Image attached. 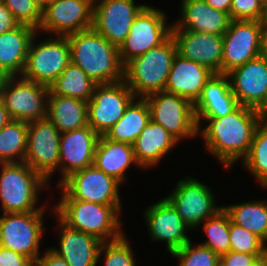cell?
<instances>
[{"instance_id":"obj_20","label":"cell","mask_w":267,"mask_h":266,"mask_svg":"<svg viewBox=\"0 0 267 266\" xmlns=\"http://www.w3.org/2000/svg\"><path fill=\"white\" fill-rule=\"evenodd\" d=\"M177 54L222 74L223 36L190 30H171Z\"/></svg>"},{"instance_id":"obj_31","label":"cell","mask_w":267,"mask_h":266,"mask_svg":"<svg viewBox=\"0 0 267 266\" xmlns=\"http://www.w3.org/2000/svg\"><path fill=\"white\" fill-rule=\"evenodd\" d=\"M231 222L267 243V199L223 206Z\"/></svg>"},{"instance_id":"obj_3","label":"cell","mask_w":267,"mask_h":266,"mask_svg":"<svg viewBox=\"0 0 267 266\" xmlns=\"http://www.w3.org/2000/svg\"><path fill=\"white\" fill-rule=\"evenodd\" d=\"M52 212L68 227L89 233L102 242L120 238L124 233L119 214L121 205H104L76 199H60Z\"/></svg>"},{"instance_id":"obj_2","label":"cell","mask_w":267,"mask_h":266,"mask_svg":"<svg viewBox=\"0 0 267 266\" xmlns=\"http://www.w3.org/2000/svg\"><path fill=\"white\" fill-rule=\"evenodd\" d=\"M71 63L80 67L96 84L124 79L119 49L93 28L67 36Z\"/></svg>"},{"instance_id":"obj_10","label":"cell","mask_w":267,"mask_h":266,"mask_svg":"<svg viewBox=\"0 0 267 266\" xmlns=\"http://www.w3.org/2000/svg\"><path fill=\"white\" fill-rule=\"evenodd\" d=\"M120 185L114 177L105 174L93 164L70 174L57 186L62 191L60 199L122 205L119 196Z\"/></svg>"},{"instance_id":"obj_12","label":"cell","mask_w":267,"mask_h":266,"mask_svg":"<svg viewBox=\"0 0 267 266\" xmlns=\"http://www.w3.org/2000/svg\"><path fill=\"white\" fill-rule=\"evenodd\" d=\"M177 183L165 198L191 229H197L206 219L223 209V206H216L213 192L200 180L187 176Z\"/></svg>"},{"instance_id":"obj_36","label":"cell","mask_w":267,"mask_h":266,"mask_svg":"<svg viewBox=\"0 0 267 266\" xmlns=\"http://www.w3.org/2000/svg\"><path fill=\"white\" fill-rule=\"evenodd\" d=\"M102 255L104 266H136L133 250L125 234L118 239L103 242L98 253V262Z\"/></svg>"},{"instance_id":"obj_42","label":"cell","mask_w":267,"mask_h":266,"mask_svg":"<svg viewBox=\"0 0 267 266\" xmlns=\"http://www.w3.org/2000/svg\"><path fill=\"white\" fill-rule=\"evenodd\" d=\"M18 25L19 23L15 20L12 12L0 0V34L11 31Z\"/></svg>"},{"instance_id":"obj_49","label":"cell","mask_w":267,"mask_h":266,"mask_svg":"<svg viewBox=\"0 0 267 266\" xmlns=\"http://www.w3.org/2000/svg\"><path fill=\"white\" fill-rule=\"evenodd\" d=\"M263 54L267 55V22H263Z\"/></svg>"},{"instance_id":"obj_17","label":"cell","mask_w":267,"mask_h":266,"mask_svg":"<svg viewBox=\"0 0 267 266\" xmlns=\"http://www.w3.org/2000/svg\"><path fill=\"white\" fill-rule=\"evenodd\" d=\"M134 0H97L92 28L118 48L128 36L136 16L146 6Z\"/></svg>"},{"instance_id":"obj_15","label":"cell","mask_w":267,"mask_h":266,"mask_svg":"<svg viewBox=\"0 0 267 266\" xmlns=\"http://www.w3.org/2000/svg\"><path fill=\"white\" fill-rule=\"evenodd\" d=\"M61 133L48 119L28 122L27 151L24 162L50 183L59 168Z\"/></svg>"},{"instance_id":"obj_51","label":"cell","mask_w":267,"mask_h":266,"mask_svg":"<svg viewBox=\"0 0 267 266\" xmlns=\"http://www.w3.org/2000/svg\"><path fill=\"white\" fill-rule=\"evenodd\" d=\"M34 1L43 11L53 0H34Z\"/></svg>"},{"instance_id":"obj_52","label":"cell","mask_w":267,"mask_h":266,"mask_svg":"<svg viewBox=\"0 0 267 266\" xmlns=\"http://www.w3.org/2000/svg\"><path fill=\"white\" fill-rule=\"evenodd\" d=\"M262 22H267V0H265V13Z\"/></svg>"},{"instance_id":"obj_44","label":"cell","mask_w":267,"mask_h":266,"mask_svg":"<svg viewBox=\"0 0 267 266\" xmlns=\"http://www.w3.org/2000/svg\"><path fill=\"white\" fill-rule=\"evenodd\" d=\"M38 266H69L63 257L54 252L51 247L38 258Z\"/></svg>"},{"instance_id":"obj_8","label":"cell","mask_w":267,"mask_h":266,"mask_svg":"<svg viewBox=\"0 0 267 266\" xmlns=\"http://www.w3.org/2000/svg\"><path fill=\"white\" fill-rule=\"evenodd\" d=\"M45 211L3 213L0 217V246L26 258H39Z\"/></svg>"},{"instance_id":"obj_24","label":"cell","mask_w":267,"mask_h":266,"mask_svg":"<svg viewBox=\"0 0 267 266\" xmlns=\"http://www.w3.org/2000/svg\"><path fill=\"white\" fill-rule=\"evenodd\" d=\"M181 16L171 30H190L221 35L227 31L230 15L210 7L204 0H182Z\"/></svg>"},{"instance_id":"obj_11","label":"cell","mask_w":267,"mask_h":266,"mask_svg":"<svg viewBox=\"0 0 267 266\" xmlns=\"http://www.w3.org/2000/svg\"><path fill=\"white\" fill-rule=\"evenodd\" d=\"M161 9L146 5L133 21L128 36L119 49L123 65L163 43L170 35L172 25Z\"/></svg>"},{"instance_id":"obj_40","label":"cell","mask_w":267,"mask_h":266,"mask_svg":"<svg viewBox=\"0 0 267 266\" xmlns=\"http://www.w3.org/2000/svg\"><path fill=\"white\" fill-rule=\"evenodd\" d=\"M265 13V0H232L231 20H259Z\"/></svg>"},{"instance_id":"obj_21","label":"cell","mask_w":267,"mask_h":266,"mask_svg":"<svg viewBox=\"0 0 267 266\" xmlns=\"http://www.w3.org/2000/svg\"><path fill=\"white\" fill-rule=\"evenodd\" d=\"M99 135L89 125L61 133L59 143V185L70 174L94 163Z\"/></svg>"},{"instance_id":"obj_46","label":"cell","mask_w":267,"mask_h":266,"mask_svg":"<svg viewBox=\"0 0 267 266\" xmlns=\"http://www.w3.org/2000/svg\"><path fill=\"white\" fill-rule=\"evenodd\" d=\"M11 120L12 118L9 116L8 110L0 99V129L7 125Z\"/></svg>"},{"instance_id":"obj_33","label":"cell","mask_w":267,"mask_h":266,"mask_svg":"<svg viewBox=\"0 0 267 266\" xmlns=\"http://www.w3.org/2000/svg\"><path fill=\"white\" fill-rule=\"evenodd\" d=\"M28 122L11 120L0 129V163L24 162Z\"/></svg>"},{"instance_id":"obj_18","label":"cell","mask_w":267,"mask_h":266,"mask_svg":"<svg viewBox=\"0 0 267 266\" xmlns=\"http://www.w3.org/2000/svg\"><path fill=\"white\" fill-rule=\"evenodd\" d=\"M144 219L152 241L166 242L170 254L191 240L186 234L191 228L165 197L144 210Z\"/></svg>"},{"instance_id":"obj_30","label":"cell","mask_w":267,"mask_h":266,"mask_svg":"<svg viewBox=\"0 0 267 266\" xmlns=\"http://www.w3.org/2000/svg\"><path fill=\"white\" fill-rule=\"evenodd\" d=\"M150 120L146 99L135 98L104 136L115 142L133 145Z\"/></svg>"},{"instance_id":"obj_23","label":"cell","mask_w":267,"mask_h":266,"mask_svg":"<svg viewBox=\"0 0 267 266\" xmlns=\"http://www.w3.org/2000/svg\"><path fill=\"white\" fill-rule=\"evenodd\" d=\"M59 248L51 247L69 266H96L103 243L92 234L68 227L58 217Z\"/></svg>"},{"instance_id":"obj_1","label":"cell","mask_w":267,"mask_h":266,"mask_svg":"<svg viewBox=\"0 0 267 266\" xmlns=\"http://www.w3.org/2000/svg\"><path fill=\"white\" fill-rule=\"evenodd\" d=\"M203 120L207 122L204 129ZM258 123L257 109L239 105L223 117H203L197 124V133H201L206 151L229 169L247 156Z\"/></svg>"},{"instance_id":"obj_9","label":"cell","mask_w":267,"mask_h":266,"mask_svg":"<svg viewBox=\"0 0 267 266\" xmlns=\"http://www.w3.org/2000/svg\"><path fill=\"white\" fill-rule=\"evenodd\" d=\"M145 99L151 120L163 126L179 142L198 135L194 105L188 99L166 91L150 94Z\"/></svg>"},{"instance_id":"obj_25","label":"cell","mask_w":267,"mask_h":266,"mask_svg":"<svg viewBox=\"0 0 267 266\" xmlns=\"http://www.w3.org/2000/svg\"><path fill=\"white\" fill-rule=\"evenodd\" d=\"M239 106L230 88L226 74H214L206 83L203 92L194 104L196 123L203 117H223Z\"/></svg>"},{"instance_id":"obj_45","label":"cell","mask_w":267,"mask_h":266,"mask_svg":"<svg viewBox=\"0 0 267 266\" xmlns=\"http://www.w3.org/2000/svg\"><path fill=\"white\" fill-rule=\"evenodd\" d=\"M210 7L228 13L230 15V7L232 0H204Z\"/></svg>"},{"instance_id":"obj_14","label":"cell","mask_w":267,"mask_h":266,"mask_svg":"<svg viewBox=\"0 0 267 266\" xmlns=\"http://www.w3.org/2000/svg\"><path fill=\"white\" fill-rule=\"evenodd\" d=\"M135 98L124 80L97 84L88 101V125L99 136L105 135Z\"/></svg>"},{"instance_id":"obj_26","label":"cell","mask_w":267,"mask_h":266,"mask_svg":"<svg viewBox=\"0 0 267 266\" xmlns=\"http://www.w3.org/2000/svg\"><path fill=\"white\" fill-rule=\"evenodd\" d=\"M36 32L31 26L19 24L13 30L0 34V73L4 77L21 76Z\"/></svg>"},{"instance_id":"obj_32","label":"cell","mask_w":267,"mask_h":266,"mask_svg":"<svg viewBox=\"0 0 267 266\" xmlns=\"http://www.w3.org/2000/svg\"><path fill=\"white\" fill-rule=\"evenodd\" d=\"M97 84L78 66L70 63L48 86V95L69 96L89 101Z\"/></svg>"},{"instance_id":"obj_50","label":"cell","mask_w":267,"mask_h":266,"mask_svg":"<svg viewBox=\"0 0 267 266\" xmlns=\"http://www.w3.org/2000/svg\"><path fill=\"white\" fill-rule=\"evenodd\" d=\"M21 266H38V260L32 258H26L22 263Z\"/></svg>"},{"instance_id":"obj_53","label":"cell","mask_w":267,"mask_h":266,"mask_svg":"<svg viewBox=\"0 0 267 266\" xmlns=\"http://www.w3.org/2000/svg\"><path fill=\"white\" fill-rule=\"evenodd\" d=\"M5 77L0 73V82L4 79Z\"/></svg>"},{"instance_id":"obj_41","label":"cell","mask_w":267,"mask_h":266,"mask_svg":"<svg viewBox=\"0 0 267 266\" xmlns=\"http://www.w3.org/2000/svg\"><path fill=\"white\" fill-rule=\"evenodd\" d=\"M262 255L265 254H248L230 251L220 256L219 266H249Z\"/></svg>"},{"instance_id":"obj_38","label":"cell","mask_w":267,"mask_h":266,"mask_svg":"<svg viewBox=\"0 0 267 266\" xmlns=\"http://www.w3.org/2000/svg\"><path fill=\"white\" fill-rule=\"evenodd\" d=\"M230 251L248 254H266L267 244L256 234L230 221Z\"/></svg>"},{"instance_id":"obj_27","label":"cell","mask_w":267,"mask_h":266,"mask_svg":"<svg viewBox=\"0 0 267 266\" xmlns=\"http://www.w3.org/2000/svg\"><path fill=\"white\" fill-rule=\"evenodd\" d=\"M177 143L179 141L163 126L150 120L133 144L139 168L143 170L157 166Z\"/></svg>"},{"instance_id":"obj_29","label":"cell","mask_w":267,"mask_h":266,"mask_svg":"<svg viewBox=\"0 0 267 266\" xmlns=\"http://www.w3.org/2000/svg\"><path fill=\"white\" fill-rule=\"evenodd\" d=\"M47 118L60 133L88 125V102L69 96L48 95Z\"/></svg>"},{"instance_id":"obj_13","label":"cell","mask_w":267,"mask_h":266,"mask_svg":"<svg viewBox=\"0 0 267 266\" xmlns=\"http://www.w3.org/2000/svg\"><path fill=\"white\" fill-rule=\"evenodd\" d=\"M263 54V22L231 20L223 34L222 74Z\"/></svg>"},{"instance_id":"obj_35","label":"cell","mask_w":267,"mask_h":266,"mask_svg":"<svg viewBox=\"0 0 267 266\" xmlns=\"http://www.w3.org/2000/svg\"><path fill=\"white\" fill-rule=\"evenodd\" d=\"M230 221V217L224 209L206 219L201 224H203V230L208 239L200 244L210 248L219 257L230 252Z\"/></svg>"},{"instance_id":"obj_16","label":"cell","mask_w":267,"mask_h":266,"mask_svg":"<svg viewBox=\"0 0 267 266\" xmlns=\"http://www.w3.org/2000/svg\"><path fill=\"white\" fill-rule=\"evenodd\" d=\"M93 8L92 0H53L42 11V22L37 32L68 36L90 29L93 24Z\"/></svg>"},{"instance_id":"obj_48","label":"cell","mask_w":267,"mask_h":266,"mask_svg":"<svg viewBox=\"0 0 267 266\" xmlns=\"http://www.w3.org/2000/svg\"><path fill=\"white\" fill-rule=\"evenodd\" d=\"M249 266H267V253L265 255L258 257Z\"/></svg>"},{"instance_id":"obj_5","label":"cell","mask_w":267,"mask_h":266,"mask_svg":"<svg viewBox=\"0 0 267 266\" xmlns=\"http://www.w3.org/2000/svg\"><path fill=\"white\" fill-rule=\"evenodd\" d=\"M0 202L3 213L46 211L36 207L48 182L25 162L0 163ZM44 189V190H43Z\"/></svg>"},{"instance_id":"obj_4","label":"cell","mask_w":267,"mask_h":266,"mask_svg":"<svg viewBox=\"0 0 267 266\" xmlns=\"http://www.w3.org/2000/svg\"><path fill=\"white\" fill-rule=\"evenodd\" d=\"M176 54V43L170 35L160 45L124 65L123 80L136 98L165 90Z\"/></svg>"},{"instance_id":"obj_28","label":"cell","mask_w":267,"mask_h":266,"mask_svg":"<svg viewBox=\"0 0 267 266\" xmlns=\"http://www.w3.org/2000/svg\"><path fill=\"white\" fill-rule=\"evenodd\" d=\"M133 163L139 167L133 145L112 141L104 135L99 137L93 163L98 169L122 183L126 180L128 167Z\"/></svg>"},{"instance_id":"obj_7","label":"cell","mask_w":267,"mask_h":266,"mask_svg":"<svg viewBox=\"0 0 267 266\" xmlns=\"http://www.w3.org/2000/svg\"><path fill=\"white\" fill-rule=\"evenodd\" d=\"M48 86L22 76L5 77L0 82V99L12 120L31 122L47 118Z\"/></svg>"},{"instance_id":"obj_47","label":"cell","mask_w":267,"mask_h":266,"mask_svg":"<svg viewBox=\"0 0 267 266\" xmlns=\"http://www.w3.org/2000/svg\"><path fill=\"white\" fill-rule=\"evenodd\" d=\"M259 122L267 125V99L258 109Z\"/></svg>"},{"instance_id":"obj_34","label":"cell","mask_w":267,"mask_h":266,"mask_svg":"<svg viewBox=\"0 0 267 266\" xmlns=\"http://www.w3.org/2000/svg\"><path fill=\"white\" fill-rule=\"evenodd\" d=\"M258 183L267 189V125L258 123L247 156L242 161Z\"/></svg>"},{"instance_id":"obj_43","label":"cell","mask_w":267,"mask_h":266,"mask_svg":"<svg viewBox=\"0 0 267 266\" xmlns=\"http://www.w3.org/2000/svg\"><path fill=\"white\" fill-rule=\"evenodd\" d=\"M25 256L0 246V266H21Z\"/></svg>"},{"instance_id":"obj_39","label":"cell","mask_w":267,"mask_h":266,"mask_svg":"<svg viewBox=\"0 0 267 266\" xmlns=\"http://www.w3.org/2000/svg\"><path fill=\"white\" fill-rule=\"evenodd\" d=\"M19 24L28 25L36 30L42 22V10L34 0H2Z\"/></svg>"},{"instance_id":"obj_19","label":"cell","mask_w":267,"mask_h":266,"mask_svg":"<svg viewBox=\"0 0 267 266\" xmlns=\"http://www.w3.org/2000/svg\"><path fill=\"white\" fill-rule=\"evenodd\" d=\"M239 105L259 109L267 99V55L249 60L226 74Z\"/></svg>"},{"instance_id":"obj_37","label":"cell","mask_w":267,"mask_h":266,"mask_svg":"<svg viewBox=\"0 0 267 266\" xmlns=\"http://www.w3.org/2000/svg\"><path fill=\"white\" fill-rule=\"evenodd\" d=\"M190 240L171 255L179 260V266H219L220 257L202 244L193 247Z\"/></svg>"},{"instance_id":"obj_6","label":"cell","mask_w":267,"mask_h":266,"mask_svg":"<svg viewBox=\"0 0 267 266\" xmlns=\"http://www.w3.org/2000/svg\"><path fill=\"white\" fill-rule=\"evenodd\" d=\"M34 35L29 45L26 64L21 76L25 79L49 86L71 63L67 36H54L35 43Z\"/></svg>"},{"instance_id":"obj_22","label":"cell","mask_w":267,"mask_h":266,"mask_svg":"<svg viewBox=\"0 0 267 266\" xmlns=\"http://www.w3.org/2000/svg\"><path fill=\"white\" fill-rule=\"evenodd\" d=\"M209 68L176 54L166 82V92L188 99L193 105L205 83L214 75Z\"/></svg>"}]
</instances>
